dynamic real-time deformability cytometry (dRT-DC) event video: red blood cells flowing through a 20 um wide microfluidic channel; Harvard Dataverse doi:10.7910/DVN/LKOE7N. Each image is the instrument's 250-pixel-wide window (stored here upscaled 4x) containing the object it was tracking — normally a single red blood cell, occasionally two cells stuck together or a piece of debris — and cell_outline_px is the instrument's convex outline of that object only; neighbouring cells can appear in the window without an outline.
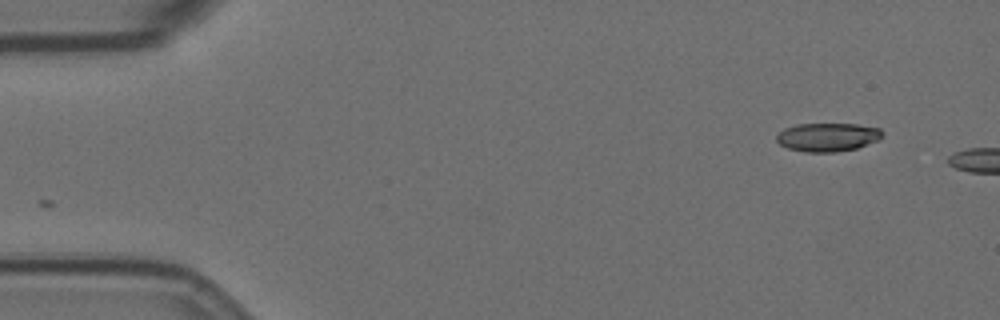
{"species": "Egyptian fruit bat (a non-hibernating species)", "species_latin": "Rousettus aegyptiacus", "temperature_condition": "room temperature", "stored_images_in_passage": 7, "camera_frame_rate_fps": 3000, "um_per_image_px": 0.085, "animal": {"sex": "female"}, "frame": {"image": 1, "passage_image": 1, "time_ms": 0.0, "image_size_px": [1000, 320], "cell_outline_px": [[884, 132], [880, 140], [856, 148], [836, 152], [804, 152], [788, 148], [780, 144], [776, 140], [776, 136], [784, 128], [796, 124], [856, 124], [880, 128]], "centroid_in_image_um": [70.37, 11.65], "position_along_channel_um": 14.6, "area_um2": 17.69}}